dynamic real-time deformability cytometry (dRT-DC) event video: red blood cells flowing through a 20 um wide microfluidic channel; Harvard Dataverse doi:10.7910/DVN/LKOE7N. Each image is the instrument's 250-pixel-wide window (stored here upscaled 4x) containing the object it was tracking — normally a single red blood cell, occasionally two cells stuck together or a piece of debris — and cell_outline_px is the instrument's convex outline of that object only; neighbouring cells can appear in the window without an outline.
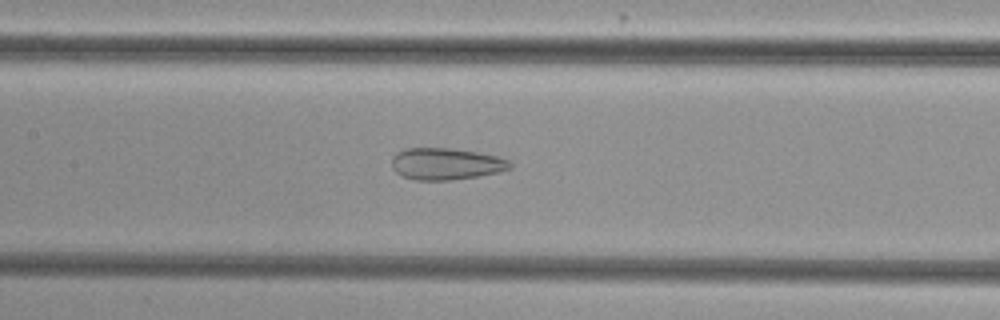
{"species": "common noctule bat (a hibernating species)", "species_latin": "Nyctalus noctula", "temperature_condition": "cold", "stored_images_in_passage": 53, "camera_frame_rate_fps": 3000, "um_per_image_px": 0.085, "animal": {"sex": "female", "body_mass_g": 29.2, "forearm_length_mm": 56.3}, "frame": {"image": 1, "passage_image": 25, "time_ms": 8.0, "image_size_px": [1000, 320], "cell_outline_px": [[512, 168], [500, 172], [480, 176], [452, 180], [416, 180], [404, 176], [396, 172], [392, 168], [392, 156], [396, 152], [408, 148], [452, 148], [476, 152], [496, 156], [508, 160], [512, 164]], "centroid_in_image_um": [37.92, 13.93], "position_along_channel_um": 169.5, "area_um2": 21.96}}
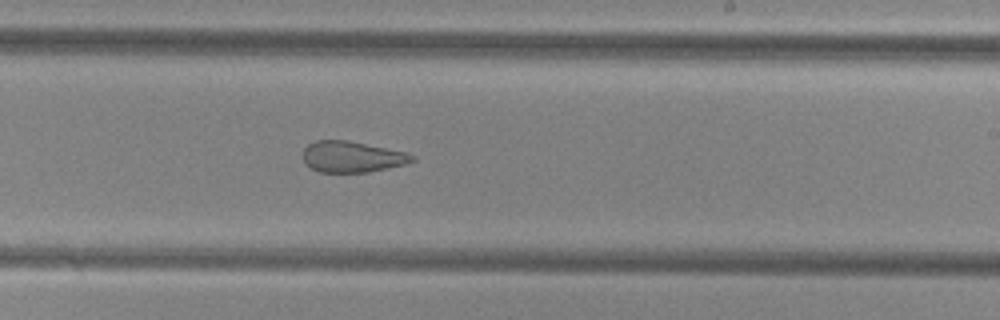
{"frame": {"image": 2, "passage_image": 32, "time_ms": 10.333, "image_size_px": [1000, 320], "cell_outline_px": [[416, 160], [404, 164], [388, 168], [368, 172], [320, 172], [304, 164], [304, 148], [308, 144], [316, 140], [348, 140], [408, 152], [416, 156]], "centroid_in_image_um": [29.95, 13.32], "position_along_channel_um": 259.0, "area_um2": 19.88}}
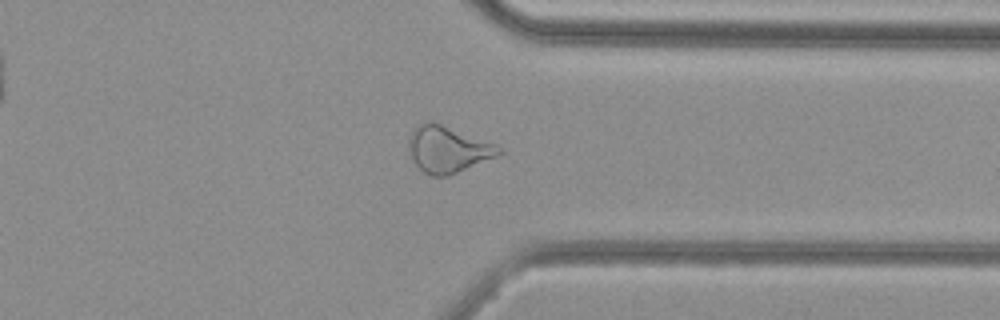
{"frame": {"image": 3, "passage_image": 41, "time_ms": 13.333, "image_size_px": [1000, 320], "cell_outline_px": [[504, 152], [496, 156], [448, 176], [432, 176], [424, 172], [412, 160], [408, 144], [408, 140], [412, 132], [424, 120], [432, 120], [504, 148]], "centroid_in_image_um": [38.05, 12.68], "position_along_channel_um": 373.4, "area_um2": 24.16}, "authors_computed_cell_mechanics": {"area_um2": 26.588, "velocity_mm_per_s": 3.8545, "shape_relaxation_time_tau1_ms": null, "shape_relaxation_time_tau2_ms": 2.1238, "deformation_change_tau1": null, "deformation_change_tau2": 0.1089}}